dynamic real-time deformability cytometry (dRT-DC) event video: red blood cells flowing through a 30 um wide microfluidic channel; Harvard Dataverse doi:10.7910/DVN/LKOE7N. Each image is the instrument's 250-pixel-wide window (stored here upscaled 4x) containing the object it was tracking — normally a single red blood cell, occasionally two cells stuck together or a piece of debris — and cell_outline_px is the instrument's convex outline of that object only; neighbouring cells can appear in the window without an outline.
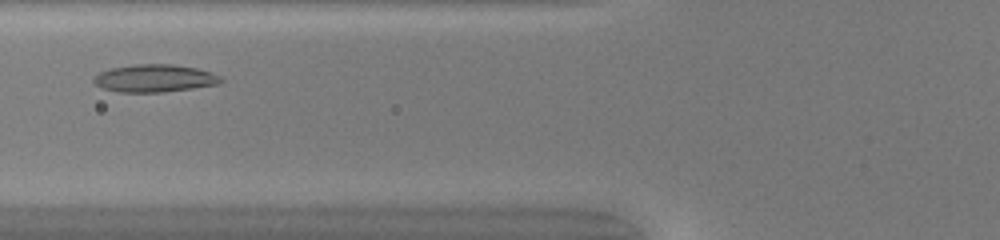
{"species": "common noctule bat (a hibernating species)", "species_latin": "Nyctalus noctula", "temperature_condition": "warm", "stored_images_in_passage": 29, "camera_frame_rate_fps": 3000, "um_per_image_px": 0.085, "animal": {"sex": "female", "body_mass_g": 20.0, "forearm_length_mm": 54.0}, "frame": {"image": 1, "passage_image": 7, "time_ms": 2.0, "image_size_px": [1000, 240], "cell_outline_px": [[224, 80], [220, 84], [164, 92], [120, 92], [100, 88], [92, 80], [100, 72], [112, 68], [136, 64], [172, 64], [196, 68], [212, 72], [220, 76]], "centroid_in_image_um": [13.17, 6.66], "position_along_channel_um": 112.6, "area_um2": 20.46}}
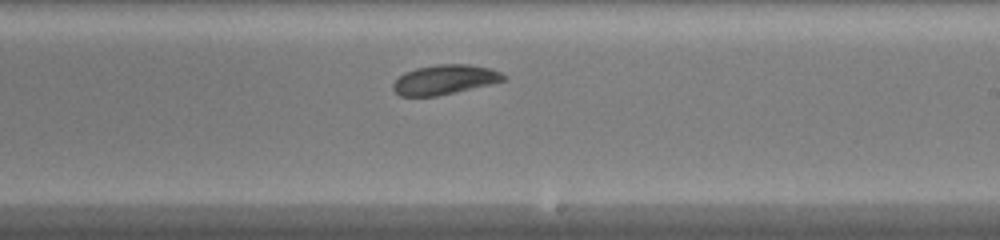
{"frame": {"image": 2, "passage_image": 17, "time_ms": 5.333, "image_size_px": [1000, 240], "cell_outline_px": [[508, 80], [492, 84], [456, 92], [436, 96], [400, 96], [392, 88], [392, 84], [404, 72], [416, 68], [436, 64], [468, 64], [492, 68], [508, 76]], "centroid_in_image_um": [37.85, 6.76], "position_along_channel_um": 251.1, "area_um2": 19.31}}
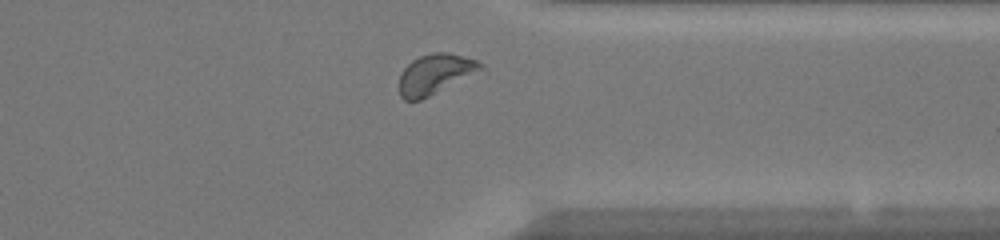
{"frame": {"image": 3, "passage_image": 26, "time_ms": 8.333, "image_size_px": [1000, 240], "cell_outline_px": [[488, 76], [420, 100], [404, 100], [400, 96], [400, 72], [412, 60], [420, 56], [432, 52], [448, 52], [476, 60], [484, 64], [488, 72]], "centroid_in_image_um": [37.25, 6.34], "position_along_channel_um": 374.2, "area_um2": 20.98}}